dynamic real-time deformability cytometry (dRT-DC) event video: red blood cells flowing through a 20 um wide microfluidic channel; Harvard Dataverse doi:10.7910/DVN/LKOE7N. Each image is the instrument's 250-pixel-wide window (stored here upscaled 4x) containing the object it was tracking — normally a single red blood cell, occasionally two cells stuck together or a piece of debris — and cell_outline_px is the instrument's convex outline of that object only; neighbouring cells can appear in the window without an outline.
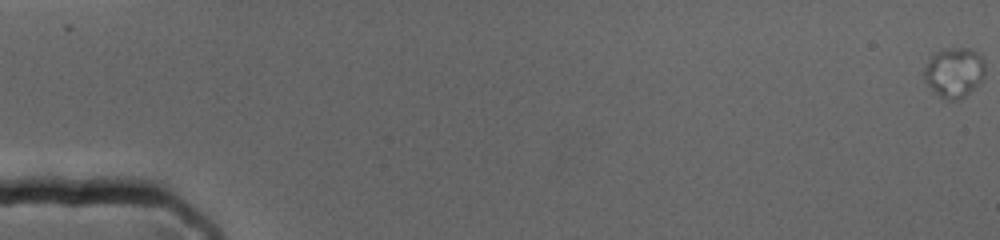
{"species": "human", "species_latin": "Homo sapiens", "temperature_condition": "cold", "stored_images_in_passage": 18, "camera_frame_rate_fps": 3000, "um_per_image_px": 0.085, "donor": {"sex": "female"}, "frame": {"image": 1, "passage_image": 1, "time_ms": 0.0, "image_size_px": [1000, 240], "cell_outline_px": [[984, 76], [964, 96], [956, 100], [948, 100], [940, 96], [924, 80], [924, 68], [932, 56], [936, 52], [944, 48], [968, 48], [980, 52], [984, 60]], "centroid_in_image_um": [81.11, 6.11], "position_along_channel_um": 3.9, "area_um2": 17.4}}